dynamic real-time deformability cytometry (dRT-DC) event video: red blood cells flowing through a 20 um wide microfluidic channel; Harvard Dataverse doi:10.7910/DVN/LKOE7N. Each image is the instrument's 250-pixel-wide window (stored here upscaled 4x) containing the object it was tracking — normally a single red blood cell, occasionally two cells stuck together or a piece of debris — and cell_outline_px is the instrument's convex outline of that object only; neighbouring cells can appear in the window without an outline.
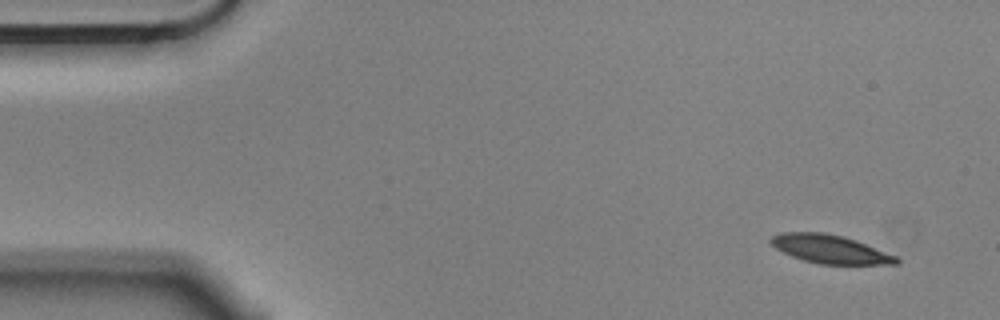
{"species": "Egyptian fruit bat (a non-hibernating species)", "species_latin": "Rousettus aegyptiacus", "temperature_condition": "cold", "stored_images_in_passage": 14, "camera_frame_rate_fps": 3000, "um_per_image_px": 0.085, "animal": {"sex": "male"}, "frame": {"image": 1, "passage_image": 1, "time_ms": 0.0, "image_size_px": [1000, 320], "cell_outline_px": [[900, 264], [820, 264], [804, 260], [792, 256], [776, 248], [768, 240], [772, 236], [780, 232], [824, 232], [844, 236], [856, 240], [896, 256], [900, 260]], "centroid_in_image_um": [70.55, 21.16], "position_along_channel_um": 14.4, "area_um2": 20.75}}
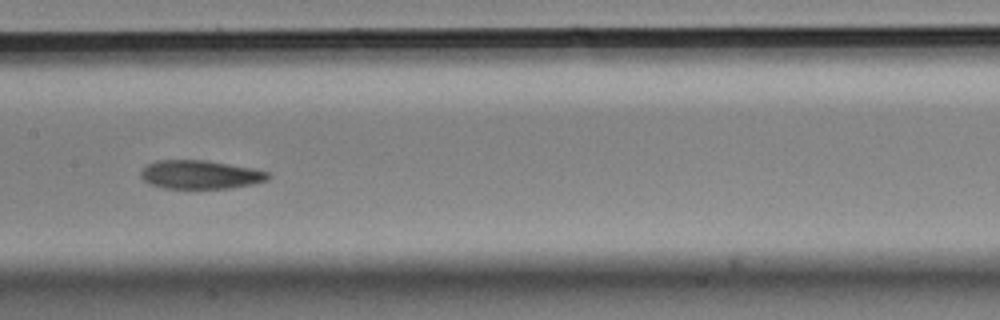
{"frame": {"image": 2, "passage_image": 7, "time_ms": 2.0, "image_size_px": [1000, 320], "cell_outline_px": [[272, 176], [268, 180], [252, 184], [232, 188], [164, 188], [152, 184], [144, 180], [140, 176], [140, 172], [148, 164], [156, 160], [204, 160], [252, 168], [268, 172]], "centroid_in_image_um": [17.04, 14.84], "position_along_channel_um": 190.4, "area_um2": 21.1}}
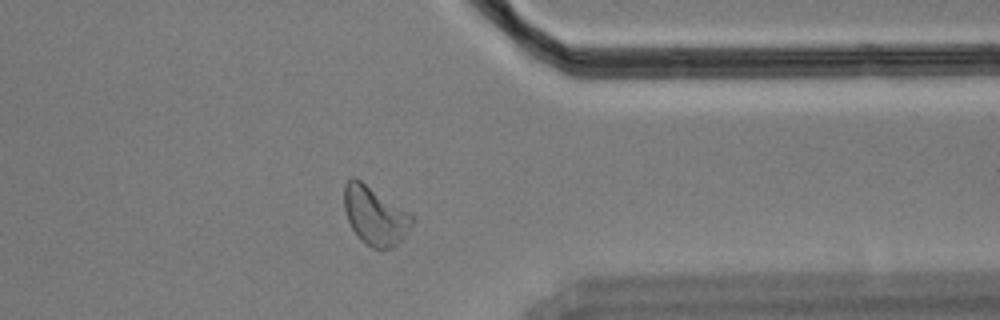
{"frame": {"image": 3, "passage_image": 12, "time_ms": 3.667, "image_size_px": [1000, 320], "cell_outline_px": [[412, 224], [404, 236], [392, 248], [372, 248], [364, 244], [356, 236], [348, 220], [344, 208], [344, 184], [352, 176], [360, 180], [412, 216]], "centroid_in_image_um": [31.8, 18.35], "position_along_channel_um": 379.6, "area_um2": 22.48}}